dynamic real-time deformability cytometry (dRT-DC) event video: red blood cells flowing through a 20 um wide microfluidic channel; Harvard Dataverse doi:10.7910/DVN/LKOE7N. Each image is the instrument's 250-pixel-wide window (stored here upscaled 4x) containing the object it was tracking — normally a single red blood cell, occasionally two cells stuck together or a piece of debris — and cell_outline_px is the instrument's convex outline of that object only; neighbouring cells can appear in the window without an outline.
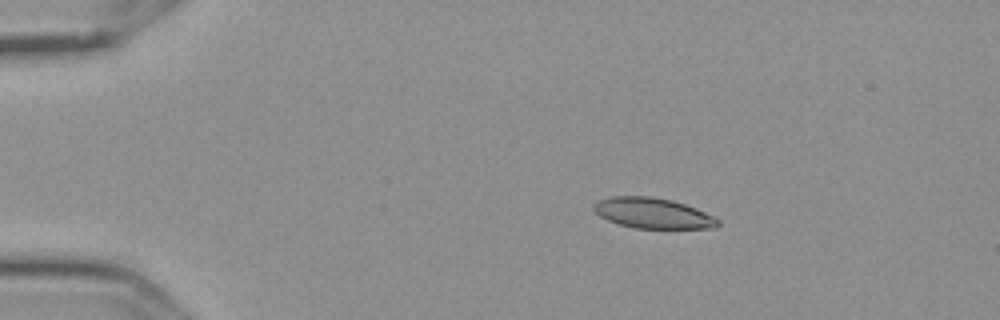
{"species": "Egyptian fruit bat (a non-hibernating species)", "species_latin": "Rousettus aegyptiacus", "temperature_condition": "cold", "stored_images_in_passage": 4, "camera_frame_rate_fps": 3000, "um_per_image_px": 0.085, "frame": {"image": 1, "passage_image": 2, "time_ms": 0.333, "image_size_px": [1000, 320], "cell_outline_px": [[720, 224], [716, 228], [636, 228], [620, 224], [608, 220], [600, 216], [592, 208], [592, 204], [596, 200], [612, 196], [648, 196], [672, 200], [696, 208], [720, 220]], "centroid_in_image_um": [55.47, 18.11], "position_along_channel_um": 29.5, "area_um2": 22.02}}